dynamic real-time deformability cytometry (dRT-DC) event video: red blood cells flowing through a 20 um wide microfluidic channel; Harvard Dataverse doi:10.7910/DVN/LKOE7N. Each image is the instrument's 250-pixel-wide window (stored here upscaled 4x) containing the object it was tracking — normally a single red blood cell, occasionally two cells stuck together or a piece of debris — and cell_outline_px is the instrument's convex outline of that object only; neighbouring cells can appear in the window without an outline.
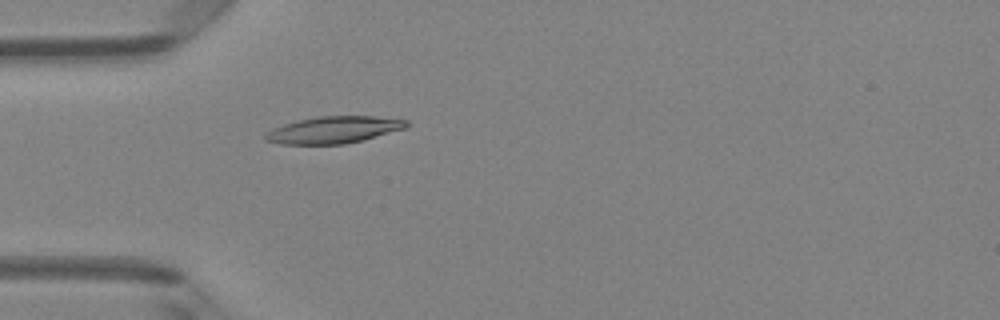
{"species": "Egyptian fruit bat (a non-hibernating species)", "species_latin": "Rousettus aegyptiacus", "temperature_condition": "room temperature", "stored_images_in_passage": 1, "camera_frame_rate_fps": 3000, "um_per_image_px": 0.085, "animal": {"sex": "female"}, "frame": {"image": 1, "passage_image": 1, "time_ms": 0.0, "image_size_px": [1000, 320], "cell_outline_px": [[408, 124], [404, 128], [364, 140], [344, 144], [280, 144], [264, 140], [264, 136], [268, 132], [284, 124], [300, 120], [320, 116], [372, 116], [408, 120]], "centroid_in_image_um": [28.37, 11.04], "position_along_channel_um": 56.6, "area_um2": 21.79}}